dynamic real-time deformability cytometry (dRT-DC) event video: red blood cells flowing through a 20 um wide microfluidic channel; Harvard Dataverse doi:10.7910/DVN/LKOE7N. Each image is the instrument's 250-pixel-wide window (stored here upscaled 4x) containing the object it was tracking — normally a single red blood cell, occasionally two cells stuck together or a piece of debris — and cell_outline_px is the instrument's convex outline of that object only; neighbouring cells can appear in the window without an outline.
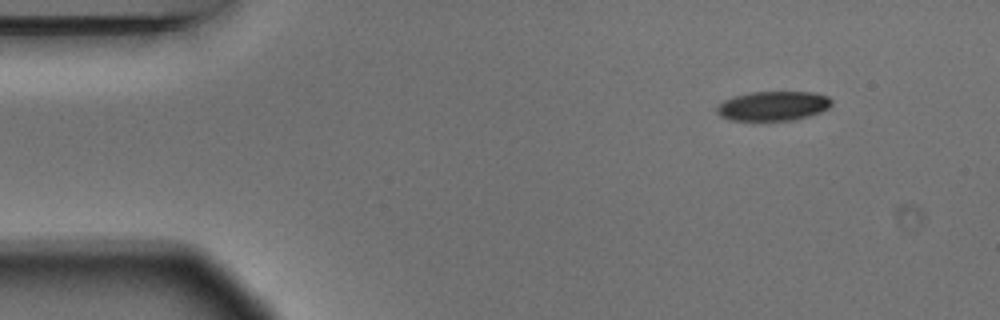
{"species": "Egyptian fruit bat (a non-hibernating species)", "species_latin": "Rousettus aegyptiacus", "temperature_condition": "warm", "stored_images_in_passage": 6, "camera_frame_rate_fps": 3000, "um_per_image_px": 0.085, "animal": {"sex": "male"}, "frame": {"image": 1, "passage_image": 1, "time_ms": 0.0, "image_size_px": [1000, 320], "cell_outline_px": [[832, 104], [828, 108], [820, 112], [808, 116], [792, 120], [732, 120], [720, 116], [716, 112], [716, 108], [724, 100], [732, 96], [752, 92], [816, 92], [828, 96], [832, 100]], "centroid_in_image_um": [65.72, 8.99], "position_along_channel_um": 19.3, "area_um2": 19.71}}
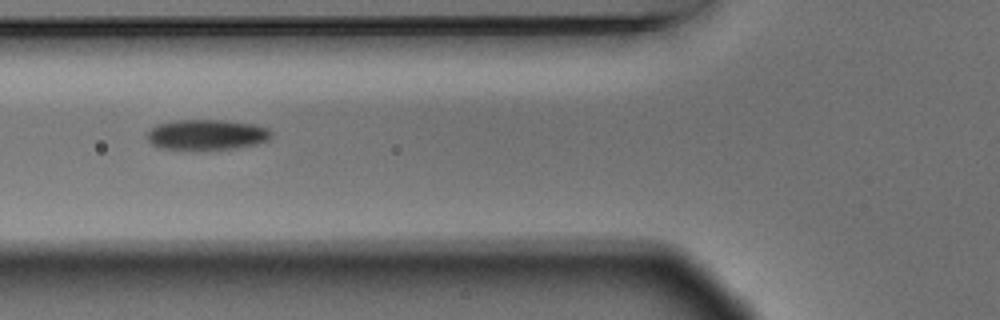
{"frame": {"image": 2, "passage_image": 5, "time_ms": 1.333, "image_size_px": [1000, 320], "cell_outline_px": [[272, 136], [268, 140], [256, 144], [232, 148], [164, 148], [152, 144], [148, 140], [148, 132], [156, 124], [172, 120], [224, 120], [256, 124], [268, 128], [272, 132]], "centroid_in_image_um": [17.61, 11.41], "position_along_channel_um": 108.2, "area_um2": 21.62}}
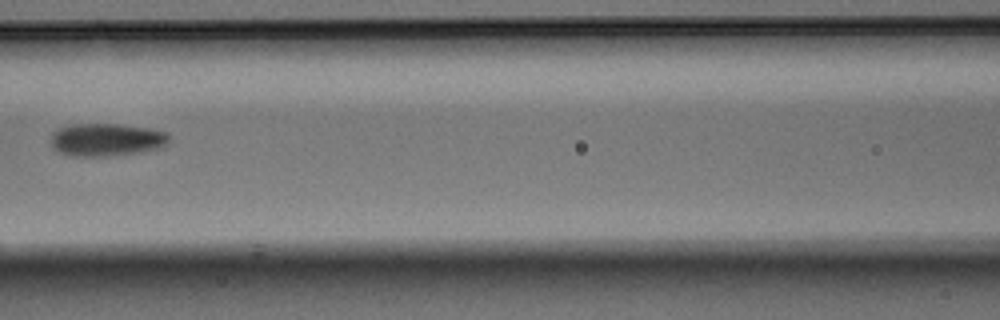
{"frame": {"image": 3, "passage_image": 6, "time_ms": 1.667, "image_size_px": [1000, 320], "cell_outline_px": [[168, 144], [160, 148], [136, 152], [108, 156], [76, 156], [60, 152], [52, 148], [52, 132], [56, 128], [68, 124], [116, 124], [152, 128], [168, 132]], "centroid_in_image_um": [9.04, 11.85], "position_along_channel_um": 157.6, "area_um2": 22.66}}